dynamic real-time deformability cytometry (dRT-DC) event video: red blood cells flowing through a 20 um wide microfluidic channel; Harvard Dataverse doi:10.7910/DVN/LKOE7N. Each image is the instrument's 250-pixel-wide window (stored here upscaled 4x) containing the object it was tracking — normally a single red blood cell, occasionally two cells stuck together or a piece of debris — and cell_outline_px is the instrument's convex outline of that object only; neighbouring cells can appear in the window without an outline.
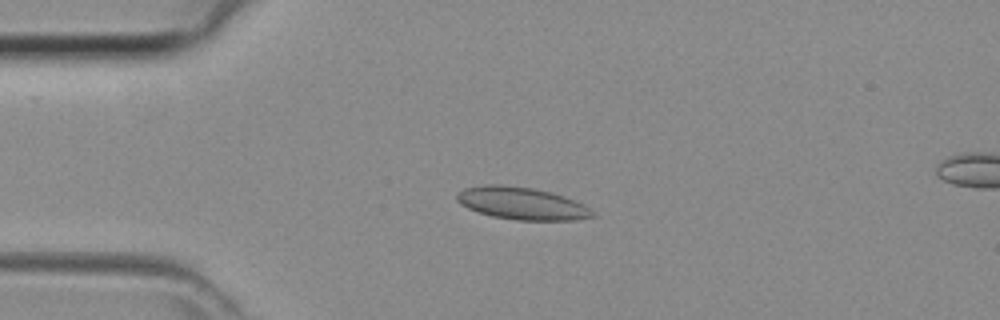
{"species": "common noctule bat (a hibernating species)", "species_latin": "Nyctalus noctula", "temperature_condition": "room temperature", "stored_images_in_passage": 36, "camera_frame_rate_fps": 3000, "um_per_image_px": 0.085, "animal": {"sex": "female", "body_mass_g": 29.2, "forearm_length_mm": 56.3}, "frame": {"image": 1, "passage_image": 3, "time_ms": 0.667, "image_size_px": [1000, 320], "cell_outline_px": [[596, 216], [576, 220], [516, 220], [492, 216], [476, 212], [460, 204], [456, 200], [456, 196], [464, 188], [488, 184], [500, 184], [532, 188], [552, 192], [564, 196], [584, 204]], "centroid_in_image_um": [44.34, 17.29], "position_along_channel_um": 40.7, "area_um2": 25.61}}
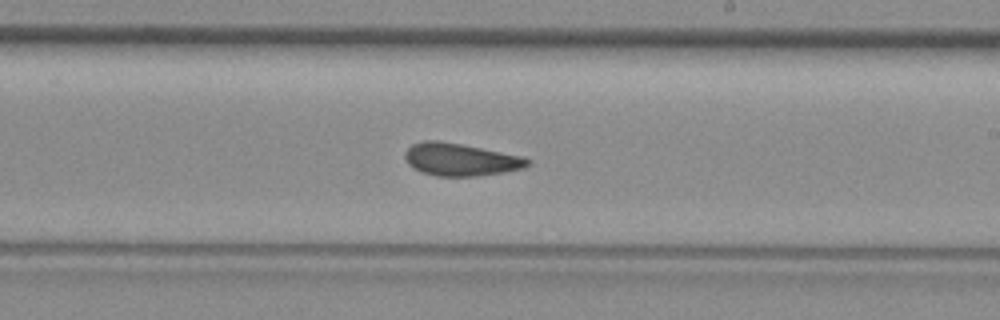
{"frame": {"image": 2, "passage_image": 18, "time_ms": 5.667, "image_size_px": [1000, 320], "cell_outline_px": [[532, 164], [524, 168], [504, 172], [476, 176], [436, 176], [420, 172], [412, 168], [408, 164], [404, 156], [404, 152], [412, 144], [424, 140], [436, 140], [460, 144], [524, 156], [532, 160]], "centroid_in_image_um": [39.15, 13.56], "position_along_channel_um": 249.8, "area_um2": 23.47}}
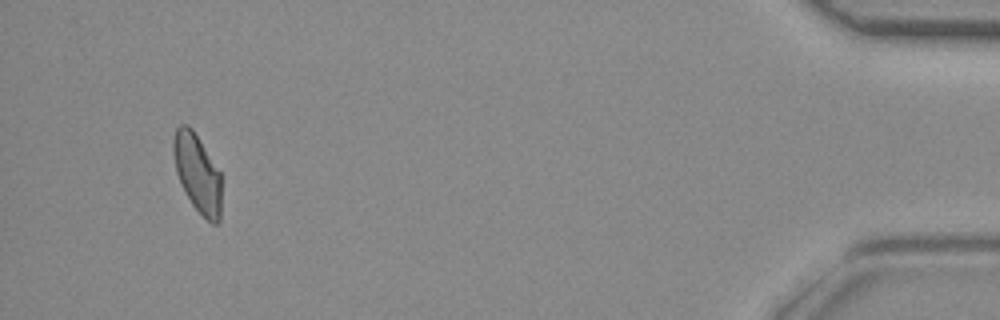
{"frame": {"image": 3, "passage_image": 34, "time_ms": 11.0, "image_size_px": [1000, 320], "cell_outline_px": [[220, 220], [216, 224], [212, 224], [192, 204], [176, 172], [172, 148], [172, 140], [176, 128], [180, 124], [188, 124], [192, 128], [220, 172]], "centroid_in_image_um": [16.76, 14.67], "position_along_channel_um": 418.4, "area_um2": 21.5}}